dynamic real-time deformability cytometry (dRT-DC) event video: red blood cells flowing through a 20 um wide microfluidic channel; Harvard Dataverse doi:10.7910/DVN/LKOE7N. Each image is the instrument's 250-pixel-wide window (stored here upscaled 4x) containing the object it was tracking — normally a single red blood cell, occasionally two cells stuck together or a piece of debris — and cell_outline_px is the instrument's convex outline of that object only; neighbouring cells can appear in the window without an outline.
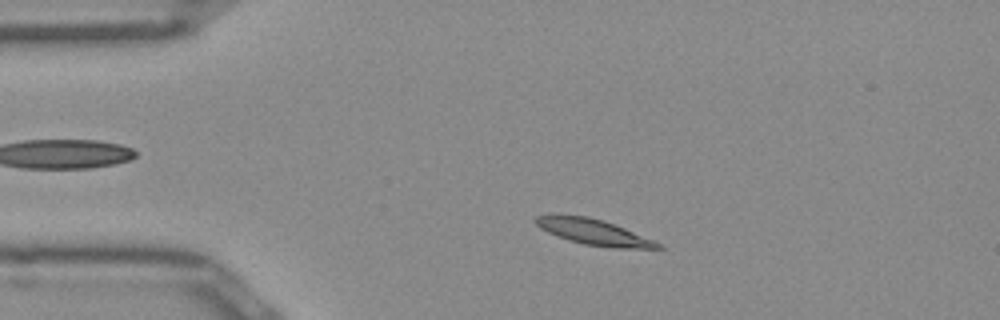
{"species": "Egyptian fruit bat (a non-hibernating species)", "species_latin": "Rousettus aegyptiacus", "temperature_condition": "room temperature", "stored_images_in_passage": 48, "camera_frame_rate_fps": 3000, "um_per_image_px": 0.085, "frame": {"image": 1, "passage_image": 7, "time_ms": 2.0, "image_size_px": [1000, 320], "cell_outline_px": [[664, 248], [612, 248], [584, 244], [568, 240], [556, 236], [540, 228], [532, 220], [536, 216], [588, 216], [604, 220], [624, 228], [652, 240], [660, 244]], "centroid_in_image_um": [50.44, 19.73], "position_along_channel_um": 34.6, "area_um2": 17.86}}
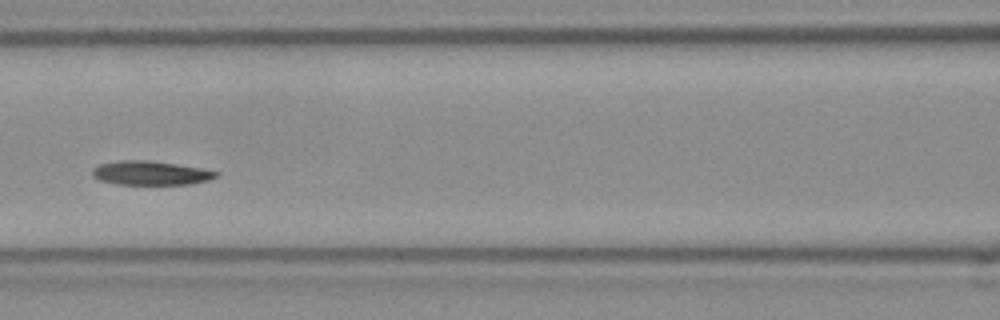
{"frame": {"image": 2, "passage_image": 19, "time_ms": 6.0, "image_size_px": [1000, 320], "cell_outline_px": [[220, 172], [216, 176], [208, 180], [188, 184], [116, 184], [100, 180], [92, 176], [92, 168], [100, 164], [120, 160], [148, 160], [176, 164], [200, 168]], "centroid_in_image_um": [12.76, 14.7], "position_along_channel_um": 153.8, "area_um2": 17.17}}
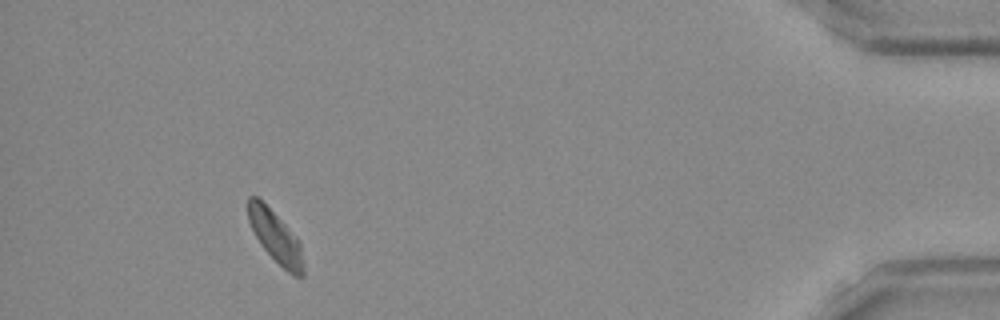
{"frame": {"image": 3, "passage_image": 44, "time_ms": 14.333, "image_size_px": [1000, 320], "cell_outline_px": [[304, 276], [296, 276], [288, 272], [260, 244], [248, 220], [248, 196], [256, 196], [284, 224], [300, 244], [304, 264]], "centroid_in_image_um": [23.41, 20.16], "position_along_channel_um": 411.8, "area_um2": 15.9}, "authors_computed_cell_mechanics": {"area_um2": 17.6001, "velocity_mm_per_s": 3.8987, "shape_relaxation_time_tau1_ms": 6.4041, "shape_relaxation_time_tau2_ms": null, "deformation_change_tau1": 0.135, "deformation_change_tau2": null}}